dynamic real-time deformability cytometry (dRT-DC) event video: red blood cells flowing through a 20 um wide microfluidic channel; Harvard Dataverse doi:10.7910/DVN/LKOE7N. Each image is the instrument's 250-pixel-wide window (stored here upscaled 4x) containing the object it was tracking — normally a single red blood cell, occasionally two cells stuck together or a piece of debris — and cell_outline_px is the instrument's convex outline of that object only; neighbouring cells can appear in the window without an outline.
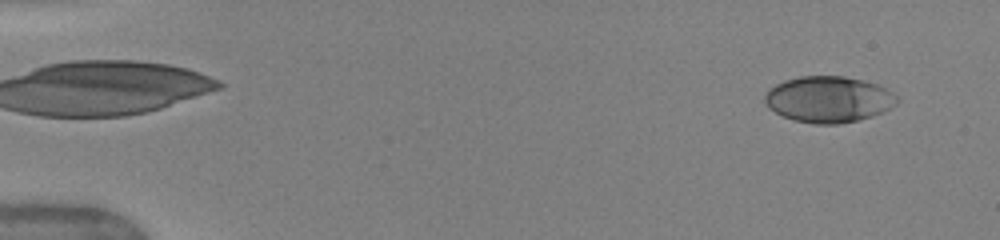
{"species": "human", "species_latin": "Homo sapiens", "temperature_condition": "warm", "stored_images_in_passage": 24, "camera_frame_rate_fps": 3000, "um_per_image_px": 0.085, "donor": {"sex": "female"}, "frame": {"image": 1, "passage_image": 4, "time_ms": 0.667, "image_size_px": [1000, 240], "cell_outline_px": [[900, 100], [896, 104], [872, 116], [860, 120], [840, 124], [816, 124], [796, 120], [784, 116], [768, 108], [764, 100], [764, 96], [776, 84], [784, 80], [800, 76], [844, 76], [876, 84], [892, 92]], "centroid_in_image_um": [70.42, 8.44], "position_along_channel_um": 14.6, "area_um2": 35.26}}
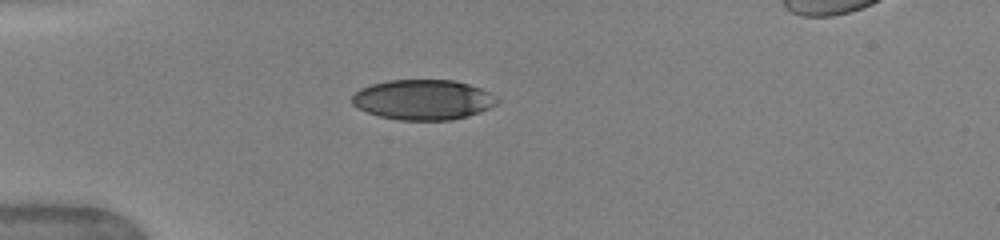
{"frame": {"image": 2, "passage_image": 19, "time_ms": 4.333, "image_size_px": [1000, 240], "cell_outline_px": [[500, 100], [496, 104], [480, 112], [468, 116], [452, 120], [400, 120], [380, 116], [368, 112], [352, 104], [352, 96], [360, 88], [372, 84], [388, 80], [452, 80], [468, 84], [480, 88], [496, 96]], "centroid_in_image_um": [35.97, 8.47], "position_along_channel_um": 49.0, "area_um2": 33.81}}